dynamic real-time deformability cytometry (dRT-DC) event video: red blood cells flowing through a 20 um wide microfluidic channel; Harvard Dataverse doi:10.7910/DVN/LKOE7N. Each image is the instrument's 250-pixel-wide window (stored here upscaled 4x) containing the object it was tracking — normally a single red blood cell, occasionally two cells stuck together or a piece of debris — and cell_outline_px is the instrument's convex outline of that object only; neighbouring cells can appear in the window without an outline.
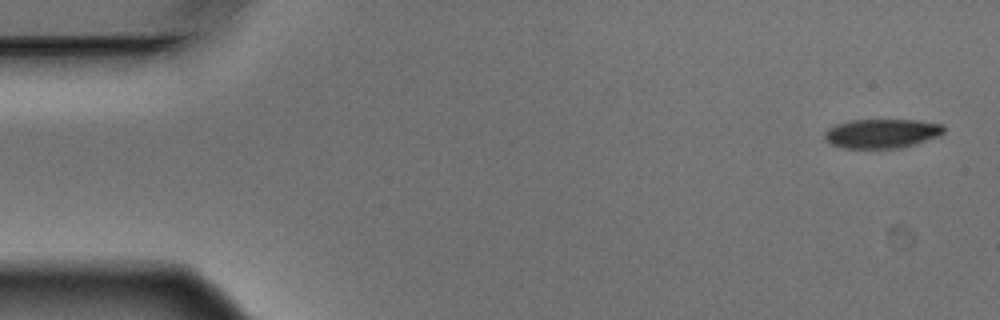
{"species": "Egyptian fruit bat (a non-hibernating species)", "species_latin": "Rousettus aegyptiacus", "temperature_condition": "warm", "stored_images_in_passage": 5, "camera_frame_rate_fps": 3000, "um_per_image_px": 0.085, "animal": {"sex": "male"}, "frame": {"image": 1, "passage_image": 1, "time_ms": 0.0, "image_size_px": [1000, 320], "cell_outline_px": [[944, 132], [940, 136], [900, 148], [844, 148], [832, 144], [824, 140], [824, 132], [828, 128], [836, 124], [852, 120], [920, 120], [944, 124]], "centroid_in_image_um": [74.96, 11.34], "position_along_channel_um": 10.0, "area_um2": 20.4}}
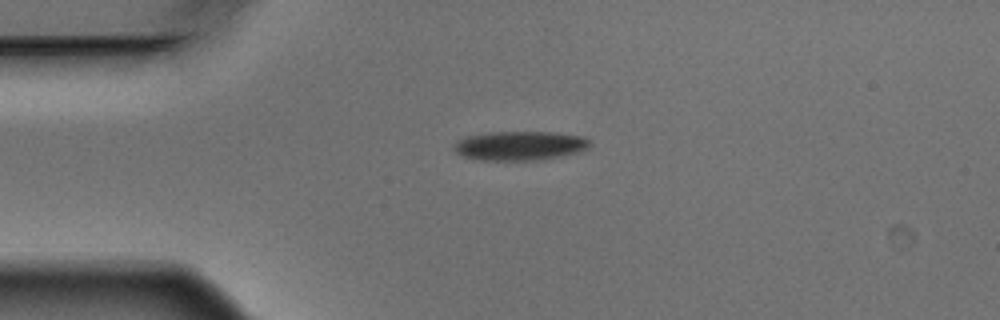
{"frame": {"image": 2, "passage_image": 4, "time_ms": 1.0, "image_size_px": [1000, 320], "cell_outline_px": [[592, 144], [588, 148], [576, 152], [560, 156], [532, 160], [480, 160], [460, 156], [456, 152], [452, 144], [456, 140], [468, 136], [492, 132], [548, 132], [584, 136]], "centroid_in_image_um": [44.14, 12.38], "position_along_channel_um": 40.9, "area_um2": 23.0}}
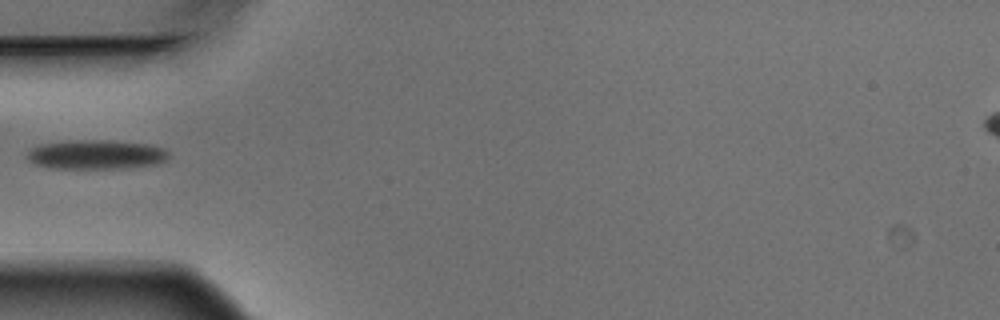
{"frame": {"image": 3, "passage_image": 5, "time_ms": 1.333, "image_size_px": [1000, 320], "cell_outline_px": [[168, 160], [160, 164], [124, 168], [52, 168], [36, 164], [28, 160], [28, 152], [32, 148], [40, 144], [68, 140], [108, 140], [148, 144], [164, 148], [168, 152]], "centroid_in_image_um": [8.21, 13.13], "position_along_channel_um": 76.8, "area_um2": 24.28}}